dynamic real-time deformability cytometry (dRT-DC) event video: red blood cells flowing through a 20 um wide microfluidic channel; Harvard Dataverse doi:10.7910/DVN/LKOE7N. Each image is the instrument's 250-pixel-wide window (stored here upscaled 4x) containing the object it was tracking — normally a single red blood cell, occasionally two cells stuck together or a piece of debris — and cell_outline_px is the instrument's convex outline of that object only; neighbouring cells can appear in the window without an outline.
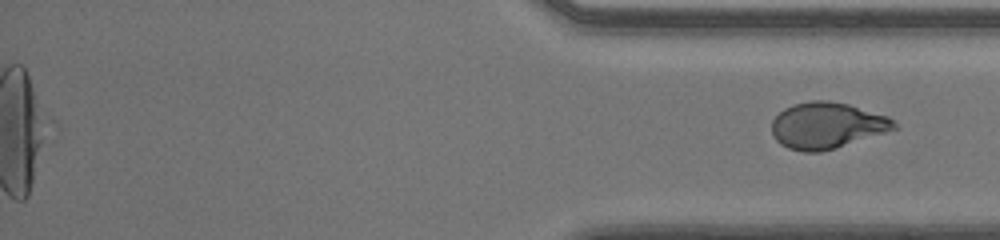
{"species": "human", "species_latin": "Homo sapiens", "temperature_condition": "room temperature", "stored_images_in_passage": 59, "segment_of_instrument_passage": [2, 2], "camera_frame_rate_fps": 3000, "um_per_image_px": 0.085, "donor": {"sex": "male"}, "frame": {"image": 1, "passage_image": 59, "time_ms": 19.333, "image_size_px": [1000, 240], "cell_outline_px": [[900, 128], [836, 148], [820, 152], [804, 152], [788, 148], [780, 144], [776, 140], [772, 132], [772, 120], [784, 108], [792, 104], [812, 100], [828, 100], [848, 104], [888, 116]], "centroid_in_image_um": [70.29, 10.67], "position_along_channel_um": 364.9, "area_um2": 33.12}}